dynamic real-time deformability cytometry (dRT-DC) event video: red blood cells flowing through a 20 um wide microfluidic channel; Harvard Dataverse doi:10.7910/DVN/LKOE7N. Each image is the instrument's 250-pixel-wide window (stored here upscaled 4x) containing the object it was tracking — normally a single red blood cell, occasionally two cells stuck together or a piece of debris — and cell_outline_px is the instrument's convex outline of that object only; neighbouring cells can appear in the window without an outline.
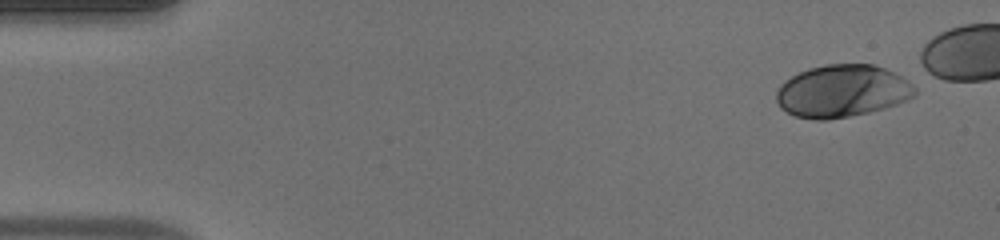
{"species": "human", "species_latin": "Homo sapiens", "temperature_condition": "warm", "stored_images_in_passage": 42, "camera_frame_rate_fps": 3000, "um_per_image_px": 0.085, "donor": {"sex": "male"}, "frame": {"image": 1, "passage_image": 1, "time_ms": 0.0, "image_size_px": [1000, 240], "cell_outline_px": [[916, 96], [908, 100], [884, 108], [868, 112], [828, 120], [816, 120], [796, 116], [780, 108], [776, 100], [776, 92], [780, 84], [792, 76], [808, 68], [824, 64], [872, 64], [884, 68], [908, 80], [916, 88]], "centroid_in_image_um": [71.58, 7.74], "position_along_channel_um": 13.4, "area_um2": 42.31}}
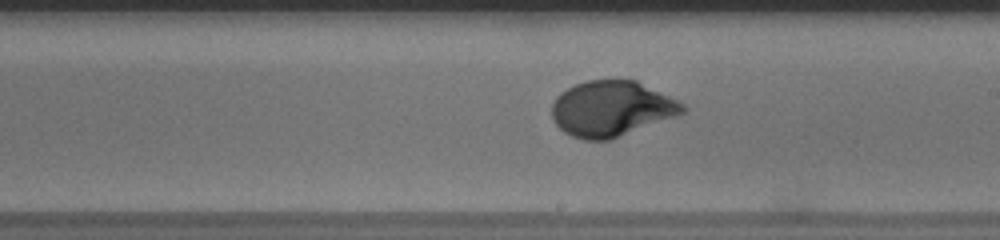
{"frame": {"image": 2, "passage_image": 26, "time_ms": 8.333, "image_size_px": [1000, 240], "cell_outline_px": [[688, 108], [684, 112], [676, 116], [612, 140], [584, 140], [572, 136], [564, 132], [552, 120], [552, 104], [556, 96], [560, 92], [576, 84], [588, 80], [636, 80], [684, 104]], "centroid_in_image_um": [51.96, 9.25], "position_along_channel_um": 237.0, "area_um2": 42.31}}
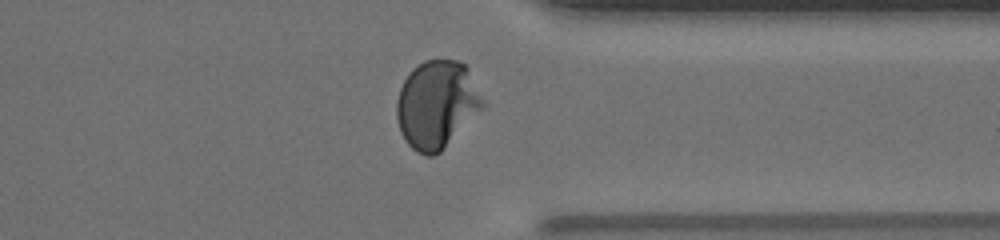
{"frame": {"image": 3, "passage_image": 36, "time_ms": 11.667, "image_size_px": [1000, 240], "cell_outline_px": [[488, 104], [436, 156], [424, 156], [416, 152], [408, 144], [400, 132], [396, 116], [396, 104], [400, 88], [404, 80], [412, 68], [424, 60], [460, 60], [468, 68]], "centroid_in_image_um": [37.15, 8.88], "position_along_channel_um": 374.3, "area_um2": 44.62}, "authors_computed_cell_mechanics": {"area_um2": 41.6449, "velocity_mm_per_s": 4.206, "shape_relaxation_time_tau1_ms": 3.6414, "shape_relaxation_time_tau2_ms": null, "deformation_change_tau1": 0.2186, "deformation_change_tau2": null}}